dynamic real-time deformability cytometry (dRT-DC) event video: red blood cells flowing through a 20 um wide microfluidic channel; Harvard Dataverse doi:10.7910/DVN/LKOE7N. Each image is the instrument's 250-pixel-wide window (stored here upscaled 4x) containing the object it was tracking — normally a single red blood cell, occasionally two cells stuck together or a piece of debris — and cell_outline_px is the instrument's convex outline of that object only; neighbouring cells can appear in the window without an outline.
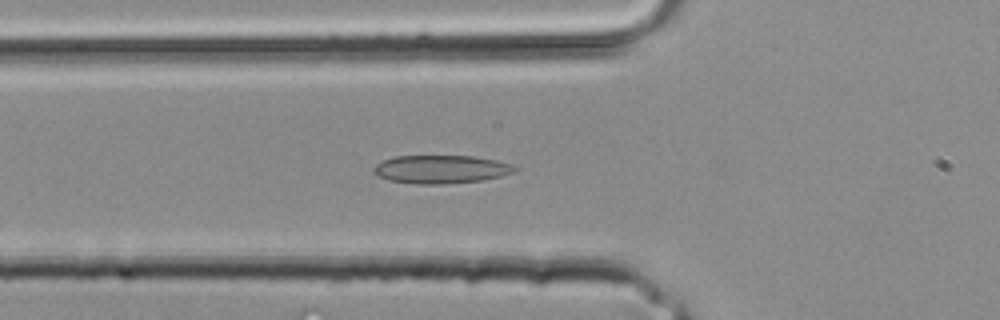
{"species": "common noctule bat (a hibernating species)", "species_latin": "Nyctalus noctula", "temperature_condition": "room temperature", "stored_images_in_passage": 26, "segment_of_instrument_passage": [1, 2], "camera_frame_rate_fps": 3000, "um_per_image_px": 0.085, "animal": {"sex": "male", "body_mass_g": 20.4}, "frame": {"image": 1, "passage_image": 4, "time_ms": 1.0, "image_size_px": [1000, 320], "cell_outline_px": [[520, 168], [512, 172], [500, 176], [484, 180], [444, 184], [416, 184], [388, 180], [376, 176], [372, 172], [372, 168], [376, 164], [392, 156], [476, 156], [496, 160], [512, 164]], "centroid_in_image_um": [37.46, 14.39], "position_along_channel_um": 88.3, "area_um2": 23.47}}
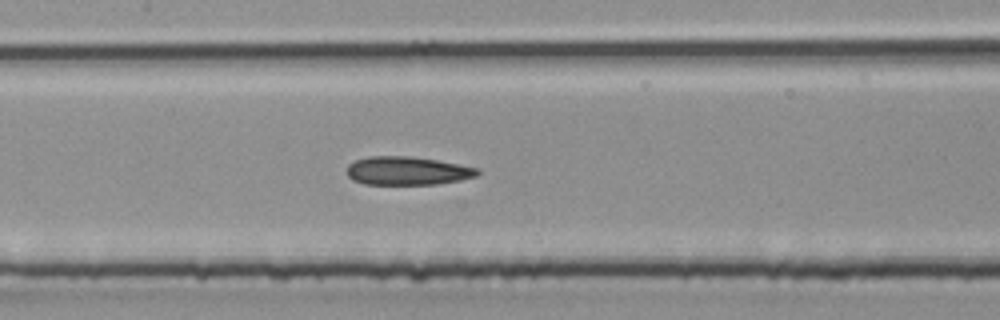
{"frame": {"image": 2, "passage_image": 8, "time_ms": 2.333, "image_size_px": [1000, 320], "cell_outline_px": [[480, 172], [476, 176], [460, 180], [436, 184], [364, 184], [352, 180], [348, 176], [348, 164], [356, 160], [368, 156], [408, 156], [436, 160], [460, 164], [480, 168]], "centroid_in_image_um": [34.63, 14.52], "position_along_channel_um": 172.8, "area_um2": 21.62}}
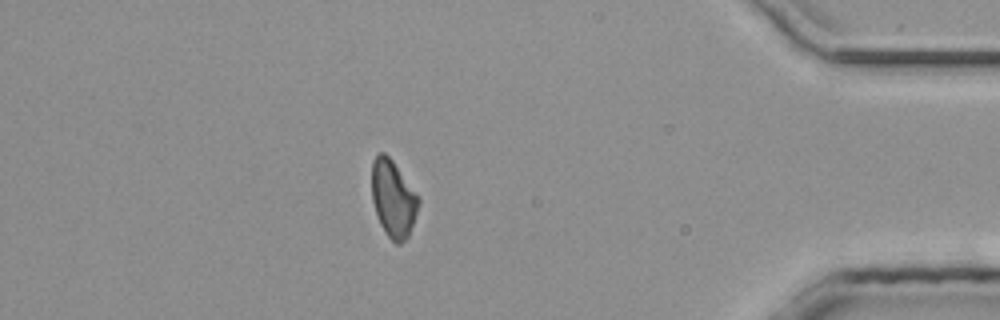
{"frame": {"image": 3, "passage_image": 21, "time_ms": 6.667, "image_size_px": [1000, 320], "cell_outline_px": [[420, 200], [408, 236], [400, 244], [396, 244], [388, 236], [380, 224], [376, 216], [372, 200], [372, 160], [376, 152], [384, 152], [392, 160]], "centroid_in_image_um": [33.37, 16.87], "position_along_channel_um": 401.8, "area_um2": 20.63}}